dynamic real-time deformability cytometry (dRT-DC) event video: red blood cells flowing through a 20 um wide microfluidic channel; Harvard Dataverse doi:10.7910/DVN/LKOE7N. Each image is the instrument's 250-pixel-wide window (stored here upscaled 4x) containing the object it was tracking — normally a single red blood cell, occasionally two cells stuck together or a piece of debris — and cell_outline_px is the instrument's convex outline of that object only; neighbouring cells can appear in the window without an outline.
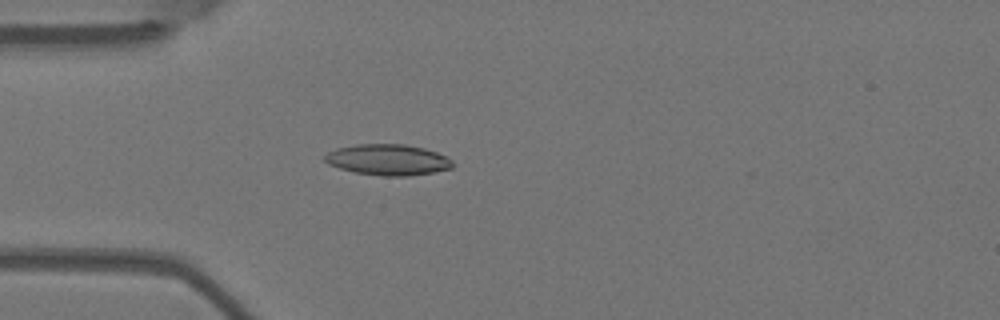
{"species": "Egyptian fruit bat (a non-hibernating species)", "species_latin": "Rousettus aegyptiacus", "temperature_condition": "warm", "stored_images_in_passage": 4, "camera_frame_rate_fps": 3000, "um_per_image_px": 0.085, "animal": {"sex": "female"}, "frame": {"image": 1, "passage_image": 4, "time_ms": 1.0, "image_size_px": [1000, 320], "cell_outline_px": [[456, 164], [452, 168], [432, 172], [408, 176], [380, 176], [352, 172], [328, 164], [324, 160], [324, 156], [328, 152], [336, 148], [356, 144], [404, 144], [424, 148], [436, 152], [452, 160]], "centroid_in_image_um": [32.96, 13.58], "position_along_channel_um": 52.0, "area_um2": 23.18}}